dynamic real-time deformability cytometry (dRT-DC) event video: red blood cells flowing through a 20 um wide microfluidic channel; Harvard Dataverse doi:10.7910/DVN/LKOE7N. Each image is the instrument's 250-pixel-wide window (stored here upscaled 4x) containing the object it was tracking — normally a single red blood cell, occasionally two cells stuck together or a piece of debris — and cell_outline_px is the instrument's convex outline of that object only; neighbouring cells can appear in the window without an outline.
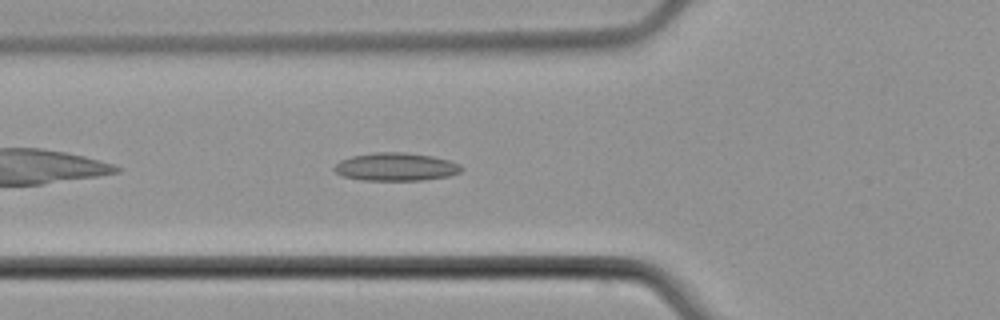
{"species": "common noctule bat (a hibernating species)", "species_latin": "Nyctalus noctula", "temperature_condition": "cold", "stored_images_in_passage": 40, "camera_frame_rate_fps": 3000, "um_per_image_px": 0.085, "animal": {"sex": "male", "body_mass_g": 21.5, "forearm_length_mm": 52.0}, "frame": {"image": 1, "passage_image": 5, "time_ms": 1.333, "image_size_px": [1000, 320], "cell_outline_px": [[464, 168], [460, 172], [448, 176], [420, 180], [364, 180], [344, 176], [336, 172], [332, 168], [340, 160], [352, 156], [376, 152], [404, 152], [432, 156], [448, 160], [460, 164]], "centroid_in_image_um": [33.65, 14.17], "position_along_channel_um": 92.1, "area_um2": 20.63}}
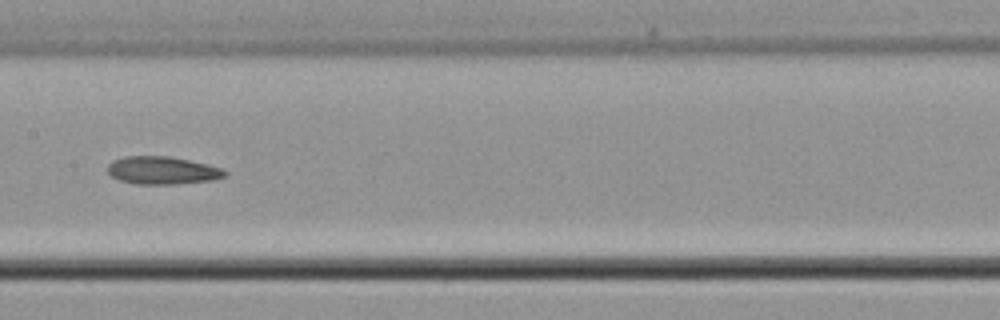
{"frame": {"image": 2, "passage_image": 13, "time_ms": 4.0, "image_size_px": [1000, 320], "cell_outline_px": [[228, 172], [224, 176], [212, 180], [176, 184], [136, 184], [120, 180], [112, 176], [108, 172], [108, 164], [112, 160], [124, 156], [168, 156], [188, 160], [224, 168]], "centroid_in_image_um": [13.79, 14.48], "position_along_channel_um": 193.6, "area_um2": 18.96}}
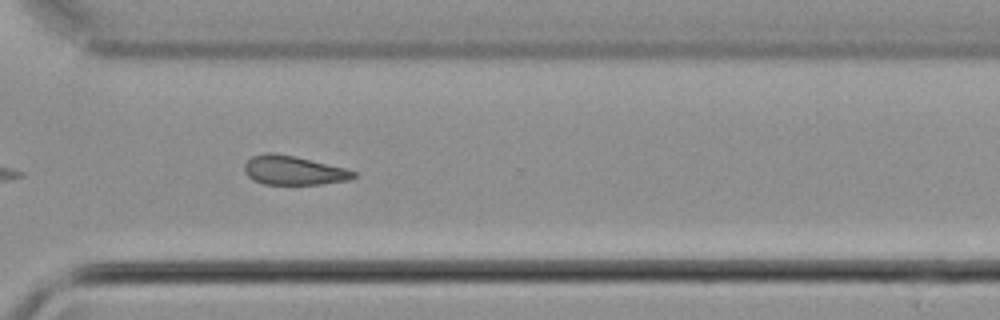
{"frame": {"image": 3, "passage_image": 25, "time_ms": 8.0, "image_size_px": [1000, 320], "cell_outline_px": [[356, 176], [348, 180], [320, 184], [264, 184], [252, 180], [244, 172], [244, 164], [252, 156], [264, 152], [272, 152], [296, 156], [344, 168], [356, 172]], "centroid_in_image_um": [24.9, 14.47], "position_along_channel_um": 345.7, "area_um2": 18.5}}